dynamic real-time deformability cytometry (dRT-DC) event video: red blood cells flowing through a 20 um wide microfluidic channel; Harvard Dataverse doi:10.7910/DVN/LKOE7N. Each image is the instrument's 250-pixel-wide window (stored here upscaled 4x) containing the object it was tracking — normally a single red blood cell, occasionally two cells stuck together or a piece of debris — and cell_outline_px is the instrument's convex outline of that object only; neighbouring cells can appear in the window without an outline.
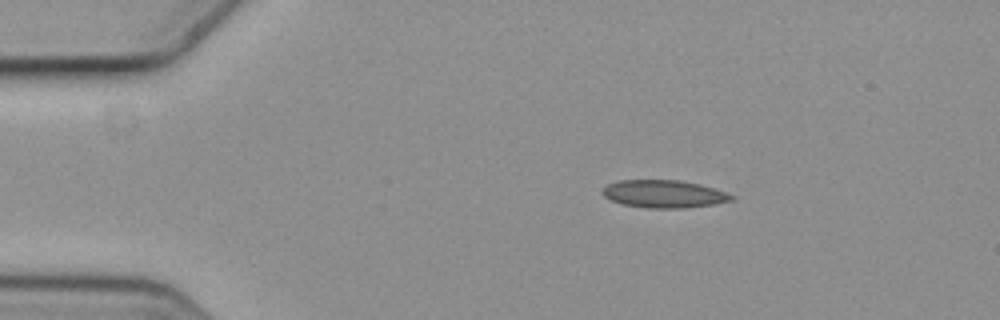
{"species": "common noctule bat (a hibernating species)", "species_latin": "Nyctalus noctula", "temperature_condition": "cold", "stored_images_in_passage": 7, "camera_frame_rate_fps": 3000, "um_per_image_px": 0.085, "animal": {"sex": "female", "body_mass_g": 19.3, "forearm_length_mm": 54.1}, "frame": {"image": 1, "passage_image": 3, "time_ms": 0.667, "image_size_px": [1000, 320], "cell_outline_px": [[736, 196], [732, 200], [712, 204], [684, 208], [648, 208], [620, 204], [608, 200], [600, 192], [608, 184], [620, 180], [680, 180], [700, 184]], "centroid_in_image_um": [56.37, 16.49], "position_along_channel_um": 28.6, "area_um2": 20.81}}